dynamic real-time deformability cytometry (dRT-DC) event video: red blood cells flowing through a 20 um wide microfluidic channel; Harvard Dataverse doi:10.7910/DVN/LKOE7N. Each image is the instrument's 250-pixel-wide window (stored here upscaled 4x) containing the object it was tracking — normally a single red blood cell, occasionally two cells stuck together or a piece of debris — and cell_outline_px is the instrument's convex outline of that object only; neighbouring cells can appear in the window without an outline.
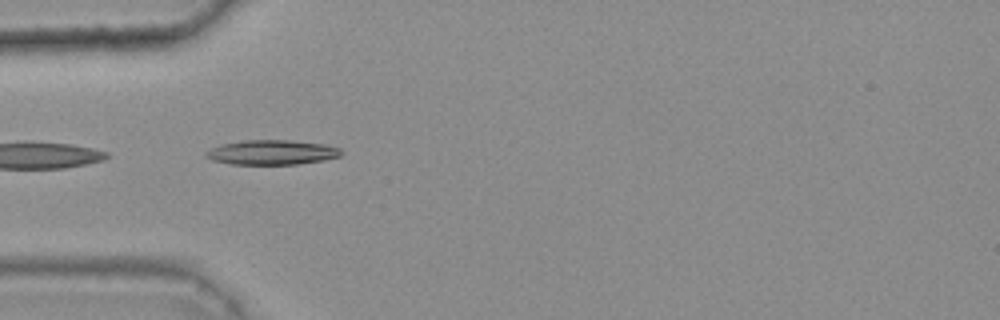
{"species": "common noctule bat (a hibernating species)", "species_latin": "Nyctalus noctula", "temperature_condition": "warm", "stored_images_in_passage": 4, "camera_frame_rate_fps": 3000, "um_per_image_px": 0.085, "animal": {"sex": "female", "body_mass_g": 25.1}, "frame": {"image": 1, "passage_image": 2, "time_ms": 0.333, "image_size_px": [1000, 320], "cell_outline_px": [[344, 152], [340, 156], [324, 160], [300, 164], [232, 164], [212, 160], [204, 156], [204, 152], [212, 148], [224, 144], [244, 140], [288, 140], [324, 144], [340, 148]], "centroid_in_image_um": [23.13, 12.95], "position_along_channel_um": 61.9, "area_um2": 19.42}}